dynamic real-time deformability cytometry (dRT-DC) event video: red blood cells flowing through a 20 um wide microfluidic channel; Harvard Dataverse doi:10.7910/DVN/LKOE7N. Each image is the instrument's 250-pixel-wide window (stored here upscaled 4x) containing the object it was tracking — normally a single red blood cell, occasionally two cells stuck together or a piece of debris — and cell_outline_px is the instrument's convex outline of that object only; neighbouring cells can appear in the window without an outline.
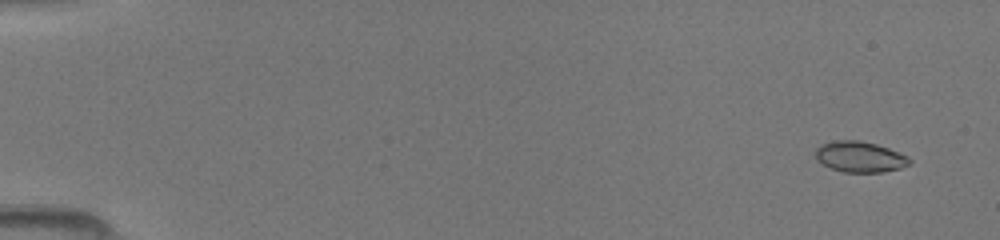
{"species": "common noctule bat (a hibernating species)", "species_latin": "Nyctalus noctula", "temperature_condition": "room temperature", "stored_images_in_passage": 49, "camera_frame_rate_fps": 3000, "um_per_image_px": 0.085, "animal": {"sex": "female", "body_mass_g": 19.5, "forearm_length_mm": 54.1}, "frame": {"image": 1, "passage_image": 3, "time_ms": 0.667, "image_size_px": [1000, 240], "cell_outline_px": [[912, 164], [900, 168], [880, 172], [844, 172], [832, 168], [816, 160], [816, 148], [820, 144], [832, 140], [860, 140], [876, 144], [888, 148], [908, 156], [912, 160]], "centroid_in_image_um": [73.09, 13.32], "position_along_channel_um": 11.9, "area_um2": 16.94}}
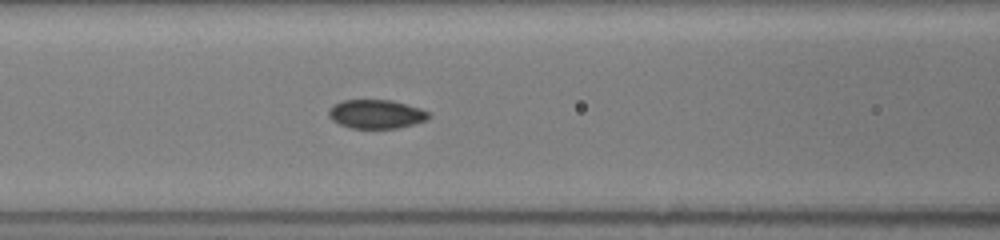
{"frame": {"image": 2, "passage_image": 22, "time_ms": 7.0, "image_size_px": [1000, 240], "cell_outline_px": [[432, 116], [428, 120], [400, 128], [348, 128], [332, 120], [328, 116], [328, 108], [332, 104], [344, 100], [392, 100], [420, 108], [428, 112]], "centroid_in_image_um": [31.97, 9.7], "position_along_channel_um": 134.6, "area_um2": 17.05}}
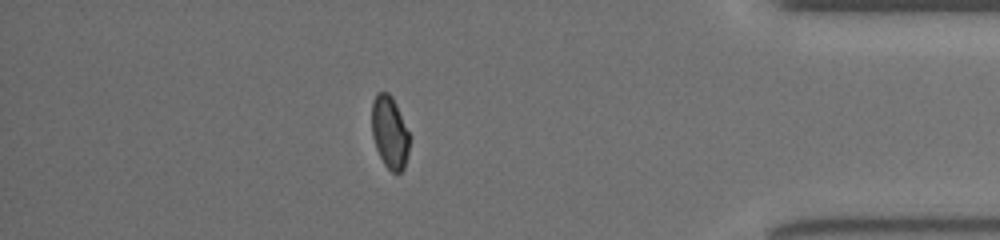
{"frame": {"image": 3, "passage_image": 43, "time_ms": 14.0, "image_size_px": [1000, 240], "cell_outline_px": [[412, 136], [404, 168], [400, 172], [392, 172], [384, 164], [376, 148], [372, 136], [372, 100], [376, 92], [388, 92], [392, 96]], "centroid_in_image_um": [33.14, 11.22], "position_along_channel_um": 402.1, "area_um2": 16.24}}